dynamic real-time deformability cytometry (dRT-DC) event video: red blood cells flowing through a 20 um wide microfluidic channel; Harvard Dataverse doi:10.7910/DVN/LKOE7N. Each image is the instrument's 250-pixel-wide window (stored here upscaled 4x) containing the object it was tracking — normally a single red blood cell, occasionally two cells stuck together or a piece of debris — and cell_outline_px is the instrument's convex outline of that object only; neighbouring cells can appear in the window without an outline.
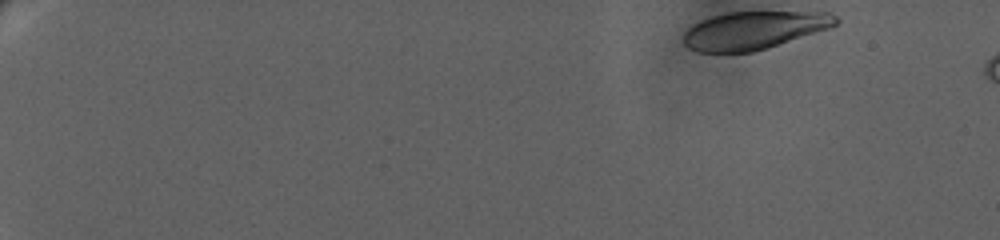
{"species": "human", "species_latin": "Homo sapiens", "temperature_condition": "warm", "stored_images_in_passage": 12, "camera_frame_rate_fps": 3000, "um_per_image_px": 0.085, "donor": {"sex": "female"}, "frame": {"image": 1, "passage_image": 1, "time_ms": 0.0, "image_size_px": [1000, 240], "cell_outline_px": [[840, 20], [832, 28], [752, 52], [696, 52], [688, 48], [684, 44], [684, 32], [692, 24], [700, 20], [712, 16], [728, 12], [828, 12], [836, 16]], "centroid_in_image_um": [64.08, 2.57], "position_along_channel_um": 20.9, "area_um2": 33.7}}